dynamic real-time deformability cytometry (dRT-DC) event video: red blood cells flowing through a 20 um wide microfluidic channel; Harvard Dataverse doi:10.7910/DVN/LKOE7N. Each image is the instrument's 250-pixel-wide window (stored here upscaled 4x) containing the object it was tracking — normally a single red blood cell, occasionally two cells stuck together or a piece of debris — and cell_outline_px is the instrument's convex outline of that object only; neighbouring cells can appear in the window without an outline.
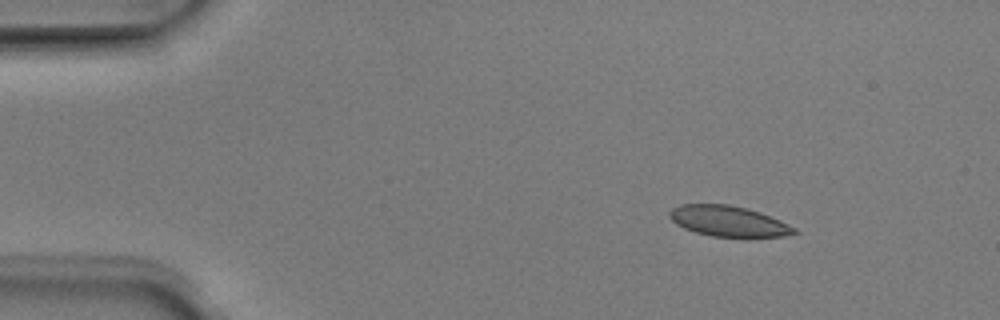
{"species": "Egyptian fruit bat (a non-hibernating species)", "species_latin": "Rousettus aegyptiacus", "temperature_condition": "room temperature", "stored_images_in_passage": 5, "camera_frame_rate_fps": 3000, "um_per_image_px": 0.085, "animal": {"sex": "male"}, "frame": {"image": 1, "passage_image": 1, "time_ms": 0.0, "image_size_px": [1000, 320], "cell_outline_px": [[800, 232], [784, 236], [748, 240], [712, 236], [696, 232], [684, 228], [676, 224], [668, 216], [668, 212], [672, 208], [680, 204], [728, 204], [760, 212], [780, 220], [796, 228]], "centroid_in_image_um": [61.97, 18.85], "position_along_channel_um": 23.0, "area_um2": 23.06}}
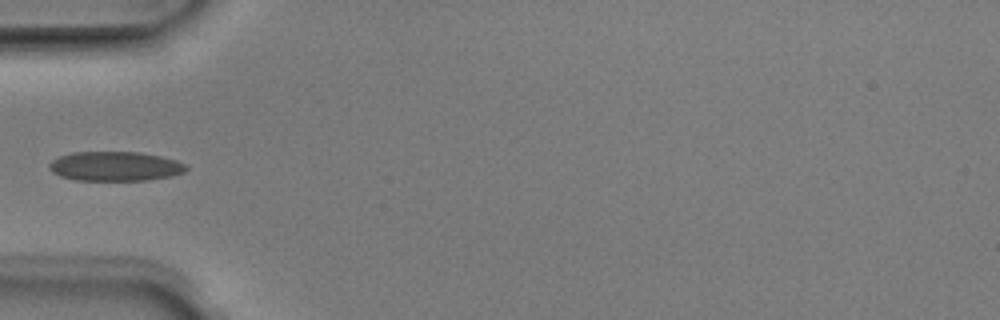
{"frame": {"image": 2, "passage_image": 4, "time_ms": 1.0, "image_size_px": [1000, 320], "cell_outline_px": [[188, 168], [184, 172], [172, 176], [148, 180], [76, 180], [60, 176], [52, 172], [48, 168], [48, 164], [52, 160], [60, 156], [72, 152], [140, 152], [160, 156], [176, 160], [188, 164]], "centroid_in_image_um": [9.8, 14.13], "position_along_channel_um": 75.2, "area_um2": 23.64}}
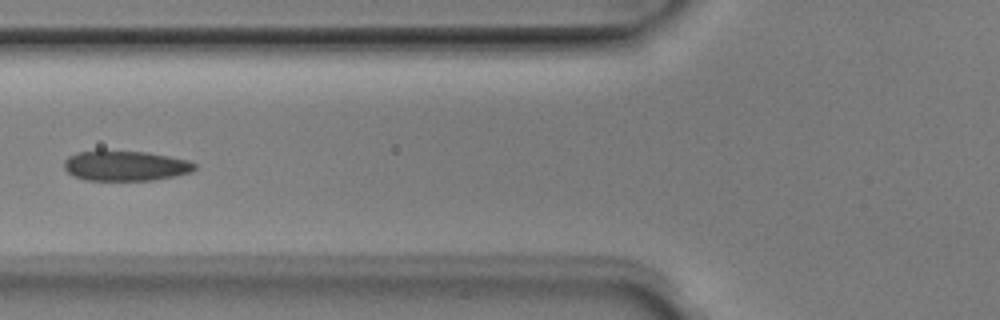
{"frame": {"image": 3, "passage_image": 5, "time_ms": 1.333, "image_size_px": [1000, 320], "cell_outline_px": [[196, 168], [192, 172], [176, 176], [152, 180], [84, 180], [72, 176], [64, 168], [64, 160], [68, 156], [76, 152], [100, 148], [148, 152], [188, 160], [196, 164]], "centroid_in_image_um": [10.61, 14.05], "position_along_channel_um": 115.2, "area_um2": 23.76}}